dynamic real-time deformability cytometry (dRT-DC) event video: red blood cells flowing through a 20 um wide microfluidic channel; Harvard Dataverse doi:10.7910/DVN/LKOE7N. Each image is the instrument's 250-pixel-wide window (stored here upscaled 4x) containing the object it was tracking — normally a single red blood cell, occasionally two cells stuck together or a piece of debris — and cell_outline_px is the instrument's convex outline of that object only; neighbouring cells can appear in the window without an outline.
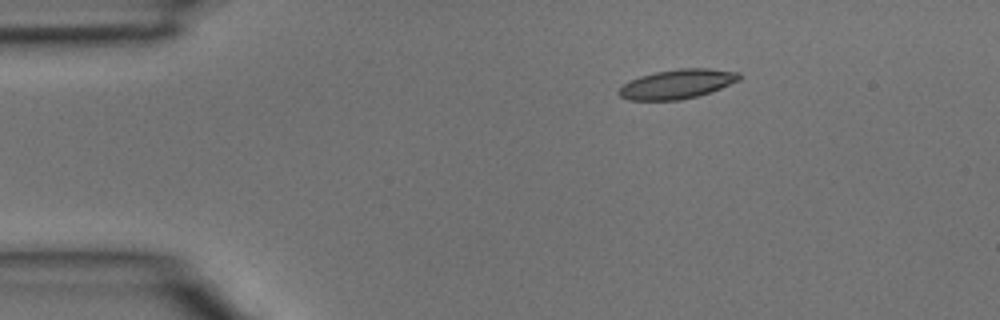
{"species": "common noctule bat (a hibernating species)", "species_latin": "Nyctalus noctula", "temperature_condition": "room temperature", "stored_images_in_passage": 3, "camera_frame_rate_fps": 3000, "um_per_image_px": 0.085, "animal": {"sex": "male", "body_mass_g": 15.6}, "frame": {"image": 1, "passage_image": 2, "time_ms": 0.333, "image_size_px": [1000, 320], "cell_outline_px": [[740, 80], [712, 92], [680, 100], [628, 100], [620, 96], [616, 92], [624, 84], [640, 76], [656, 72], [680, 68], [708, 68], [740, 72]], "centroid_in_image_um": [57.58, 7.14], "position_along_channel_um": 27.4, "area_um2": 20.58}}